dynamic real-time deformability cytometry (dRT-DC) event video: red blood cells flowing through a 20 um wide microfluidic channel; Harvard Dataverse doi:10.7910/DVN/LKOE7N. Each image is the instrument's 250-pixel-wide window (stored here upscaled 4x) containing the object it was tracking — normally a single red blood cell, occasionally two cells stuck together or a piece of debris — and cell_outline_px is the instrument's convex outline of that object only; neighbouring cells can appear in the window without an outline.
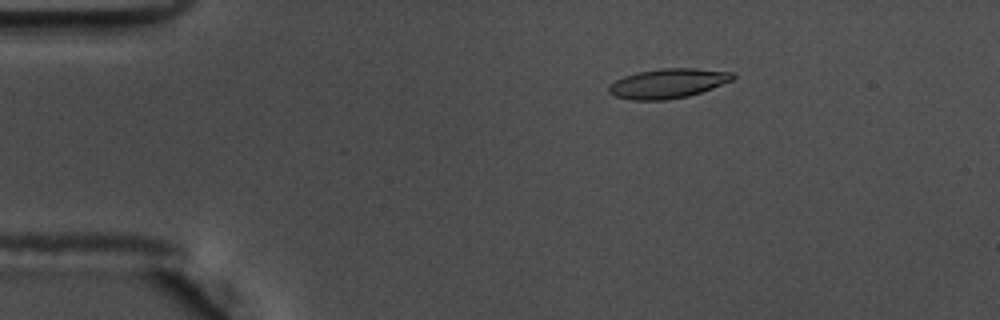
{"species": "common noctule bat (a hibernating species)", "species_latin": "Nyctalus noctula", "temperature_condition": "warm", "stored_images_in_passage": 57, "camera_frame_rate_fps": 3000, "um_per_image_px": 0.085, "animal": {"sex": "male", "body_mass_g": 17.5, "forearm_length_mm": 52.3}, "frame": {"image": 1, "passage_image": 10, "time_ms": 3.0, "image_size_px": [1000, 320], "cell_outline_px": [[736, 76], [732, 80], [712, 88], [688, 96], [668, 100], [636, 100], [616, 96], [608, 92], [608, 84], [624, 76], [636, 72], [660, 68], [696, 68], [732, 72]], "centroid_in_image_um": [56.76, 7.08], "position_along_channel_um": 28.2, "area_um2": 21.39}}
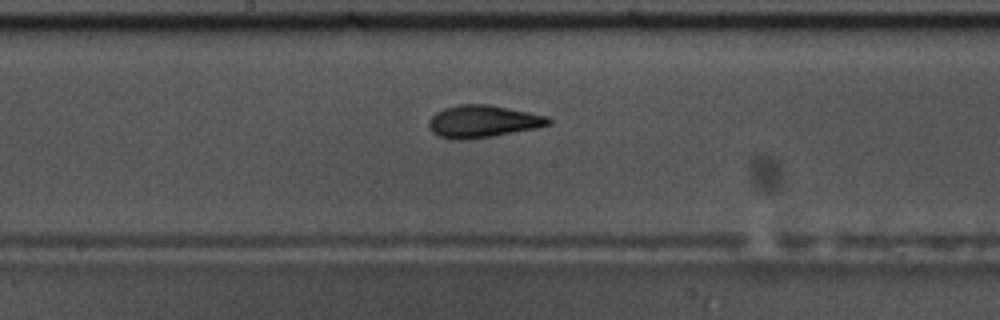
{"frame": {"image": 2, "passage_image": 30, "time_ms": 9.667, "image_size_px": [1000, 320], "cell_outline_px": [[552, 124], [536, 128], [492, 136], [464, 140], [452, 140], [440, 136], [432, 132], [428, 124], [428, 120], [436, 112], [444, 108], [456, 104], [488, 104], [548, 116], [552, 120]], "centroid_in_image_um": [41.03, 10.32], "position_along_channel_um": 207.2, "area_um2": 22.6}}
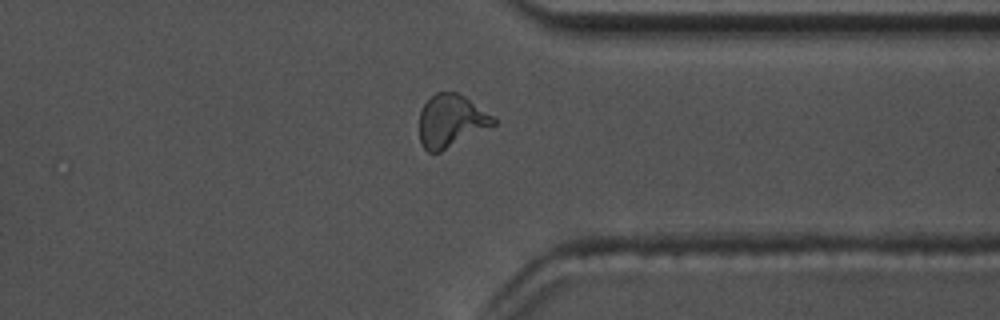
{"frame": {"image": 3, "passage_image": 44, "time_ms": 14.333, "image_size_px": [1000, 320], "cell_outline_px": [[496, 124], [440, 152], [428, 152], [420, 144], [420, 108], [436, 92], [456, 92], [464, 96], [492, 116], [496, 120]], "centroid_in_image_um": [38.31, 10.28], "position_along_channel_um": 373.1, "area_um2": 22.43}, "authors_computed_cell_mechanics": {"area_um2": 21.4438, "velocity_mm_per_s": 3.6056, "shape_relaxation_time_tau1_ms": 6.1679, "shape_relaxation_time_tau2_ms": 1.7018, "deformation_change_tau1": 0.2349, "deformation_change_tau2": 0.0991}}